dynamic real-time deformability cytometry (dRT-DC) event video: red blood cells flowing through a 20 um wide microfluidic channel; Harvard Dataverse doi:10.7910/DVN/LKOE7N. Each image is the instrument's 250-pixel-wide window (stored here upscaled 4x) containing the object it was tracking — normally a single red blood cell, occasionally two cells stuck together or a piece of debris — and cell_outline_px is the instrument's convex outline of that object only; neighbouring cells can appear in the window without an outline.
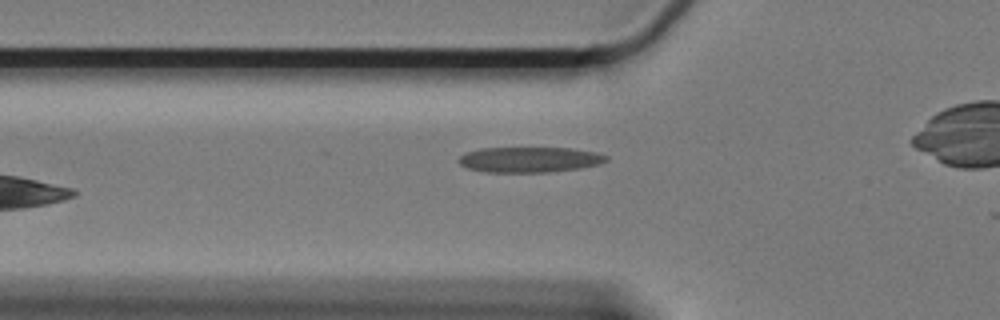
{"species": "Egyptian fruit bat (a non-hibernating species)", "species_latin": "Rousettus aegyptiacus", "temperature_condition": "cold", "stored_images_in_passage": 4, "camera_frame_rate_fps": 3000, "um_per_image_px": 0.085, "animal": {"sex": "female"}, "frame": {"image": 1, "passage_image": 3, "time_ms": 0.667, "image_size_px": [1000, 320], "cell_outline_px": [[608, 160], [600, 164], [580, 168], [548, 172], [488, 172], [468, 168], [460, 164], [456, 160], [464, 152], [480, 148], [572, 148], [596, 152], [608, 156]], "centroid_in_image_um": [45.0, 13.56], "position_along_channel_um": 80.8, "area_um2": 21.96}}